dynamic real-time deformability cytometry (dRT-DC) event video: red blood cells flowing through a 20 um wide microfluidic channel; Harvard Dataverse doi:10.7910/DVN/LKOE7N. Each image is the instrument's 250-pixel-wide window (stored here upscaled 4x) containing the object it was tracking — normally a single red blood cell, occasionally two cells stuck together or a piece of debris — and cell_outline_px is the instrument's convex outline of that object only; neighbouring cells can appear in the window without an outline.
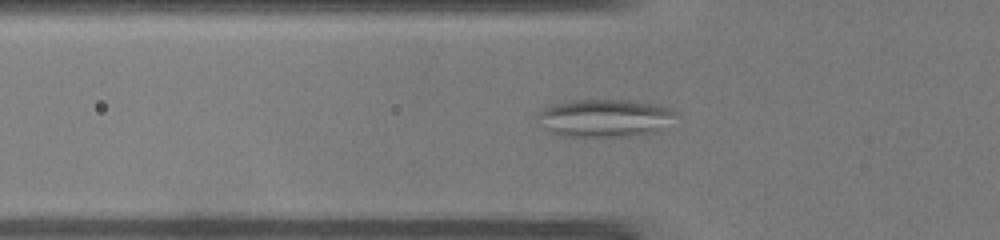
{"species": "common noctule bat (a hibernating species)", "species_latin": "Nyctalus noctula", "temperature_condition": "warm", "stored_images_in_passage": 44, "camera_frame_rate_fps": 3000, "um_per_image_px": 0.085, "animal": {"sex": "male", "body_mass_g": 19.0, "forearm_length_mm": 50.8}, "frame": {"image": 1, "passage_image": 13, "time_ms": 4.0, "image_size_px": [1000, 240], "cell_outline_px": [[676, 112], [656, 132], [628, 136], [564, 136], [548, 132], [536, 116], [544, 108], [556, 104], [572, 100], [628, 100], [652, 104], [668, 108]], "centroid_in_image_um": [51.32, 10.03], "position_along_channel_um": 74.5, "area_um2": 29.65}}
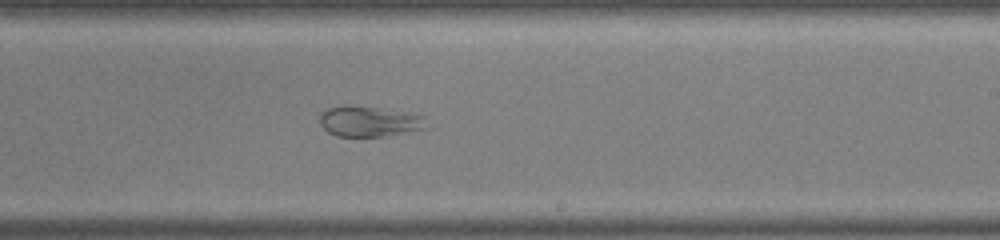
{"frame": {"image": 2, "passage_image": 26, "time_ms": 8.333, "image_size_px": [1000, 240], "cell_outline_px": [[420, 128], [404, 132], [384, 136], [336, 136], [328, 132], [320, 124], [320, 116], [328, 108], [340, 104], [376, 108], [404, 112], [420, 116]], "centroid_in_image_um": [31.19, 10.31], "position_along_channel_um": 257.8, "area_um2": 18.03}}
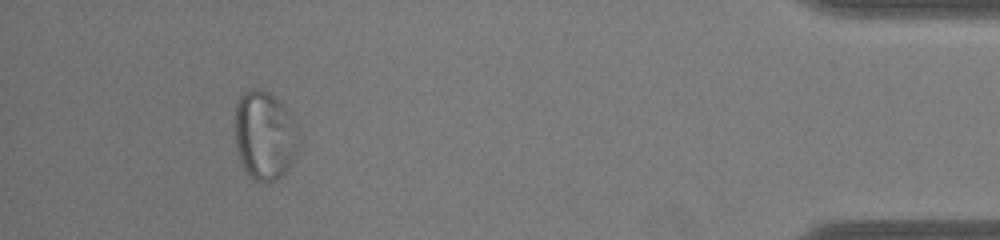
{"frame": {"image": 3, "passage_image": 41, "time_ms": 13.333, "image_size_px": [1000, 240], "cell_outline_px": [[296, 148], [288, 168], [276, 180], [264, 184], [260, 184], [244, 168], [240, 160], [236, 148], [236, 104], [240, 96], [244, 92], [252, 88], [256, 88], [268, 92], [280, 100], [288, 112]], "centroid_in_image_um": [22.41, 11.51], "position_along_channel_um": 412.8, "area_um2": 31.73}}